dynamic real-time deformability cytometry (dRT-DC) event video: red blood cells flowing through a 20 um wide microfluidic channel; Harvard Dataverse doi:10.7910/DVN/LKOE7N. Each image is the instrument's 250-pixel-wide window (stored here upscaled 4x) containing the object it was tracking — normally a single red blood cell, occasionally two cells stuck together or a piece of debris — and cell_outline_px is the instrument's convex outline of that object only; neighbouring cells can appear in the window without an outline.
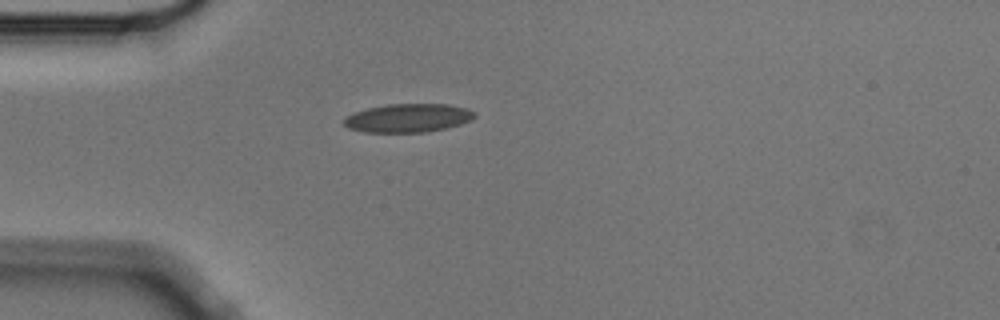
{"species": "Egyptian fruit bat (a non-hibernating species)", "species_latin": "Rousettus aegyptiacus", "temperature_condition": "cold", "stored_images_in_passage": 4, "camera_frame_rate_fps": 3000, "um_per_image_px": 0.085, "animal": {"sex": "male"}, "frame": {"image": 1, "passage_image": 4, "time_ms": 1.0, "image_size_px": [1000, 320], "cell_outline_px": [[476, 116], [472, 120], [460, 124], [428, 132], [364, 132], [348, 128], [344, 124], [344, 120], [348, 116], [356, 112], [368, 108], [388, 104], [448, 104], [464, 108], [476, 112]], "centroid_in_image_um": [34.71, 10.03], "position_along_channel_um": 50.3, "area_um2": 21.56}}